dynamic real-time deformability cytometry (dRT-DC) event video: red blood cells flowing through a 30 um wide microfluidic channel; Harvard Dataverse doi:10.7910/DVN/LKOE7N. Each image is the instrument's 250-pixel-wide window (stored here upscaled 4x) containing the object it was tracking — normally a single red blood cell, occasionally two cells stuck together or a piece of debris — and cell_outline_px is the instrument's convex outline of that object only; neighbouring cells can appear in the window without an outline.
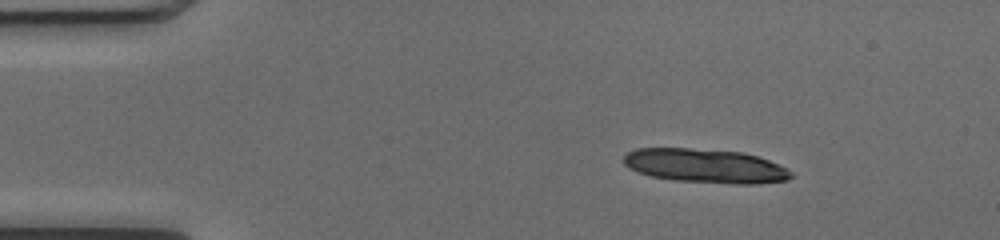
{"species": "common noctule bat (a hibernating species)", "species_latin": "Nyctalus noctula", "temperature_condition": "cold", "stored_images_in_passage": 45, "camera_frame_rate_fps": 3000, "um_per_image_px": 0.085, "animal": {"sex": "female", "body_mass_g": 17.0, "forearm_length_mm": 48.0}, "frame": {"image": 1, "passage_image": 1, "time_ms": 0.0, "image_size_px": [1000, 240], "cell_outline_px": [[792, 176], [788, 180], [756, 184], [736, 184], [676, 180], [652, 176], [628, 168], [624, 164], [624, 156], [628, 152], [636, 148], [688, 148], [744, 152], [768, 160], [788, 168], [792, 172]], "centroid_in_image_um": [59.98, 14.1], "position_along_channel_um": 25.0, "area_um2": 33.12}}
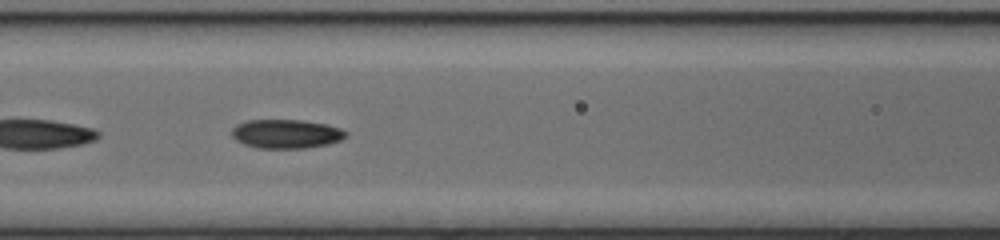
{"frame": {"image": 2, "passage_image": 16, "time_ms": 5.0, "image_size_px": [1000, 240], "cell_outline_px": [[348, 136], [340, 140], [328, 144], [308, 148], [256, 148], [244, 144], [236, 140], [232, 136], [232, 128], [236, 124], [248, 120], [300, 120], [328, 124], [340, 128], [348, 132]], "centroid_in_image_um": [24.34, 11.38], "position_along_channel_um": 142.3, "area_um2": 19.42}}
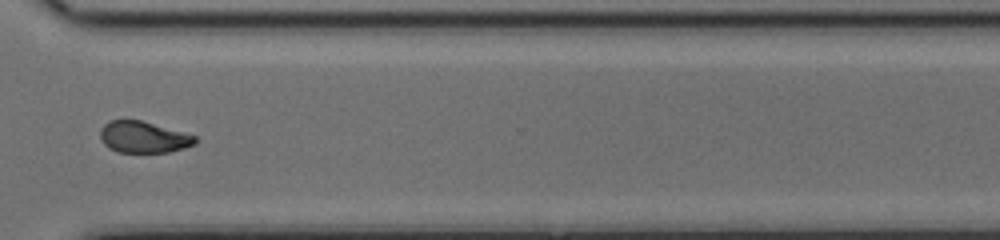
{"frame": {"image": 3, "passage_image": 32, "time_ms": 10.333, "image_size_px": [1000, 240], "cell_outline_px": [[196, 144], [184, 148], [168, 152], [120, 152], [108, 148], [104, 144], [100, 136], [100, 128], [108, 120], [140, 120], [196, 136]], "centroid_in_image_um": [12.17, 11.66], "position_along_channel_um": 358.4, "area_um2": 17.28}, "authors_computed_cell_mechanics": {"area_um2": 19.0162, "velocity_mm_per_s": 4.0601, "shape_relaxation_time_tau1_ms": 6.7552, "shape_relaxation_time_tau2_ms": 3.4102, "deformation_change_tau1": 0.1911, "deformation_change_tau2": 0.0828}}